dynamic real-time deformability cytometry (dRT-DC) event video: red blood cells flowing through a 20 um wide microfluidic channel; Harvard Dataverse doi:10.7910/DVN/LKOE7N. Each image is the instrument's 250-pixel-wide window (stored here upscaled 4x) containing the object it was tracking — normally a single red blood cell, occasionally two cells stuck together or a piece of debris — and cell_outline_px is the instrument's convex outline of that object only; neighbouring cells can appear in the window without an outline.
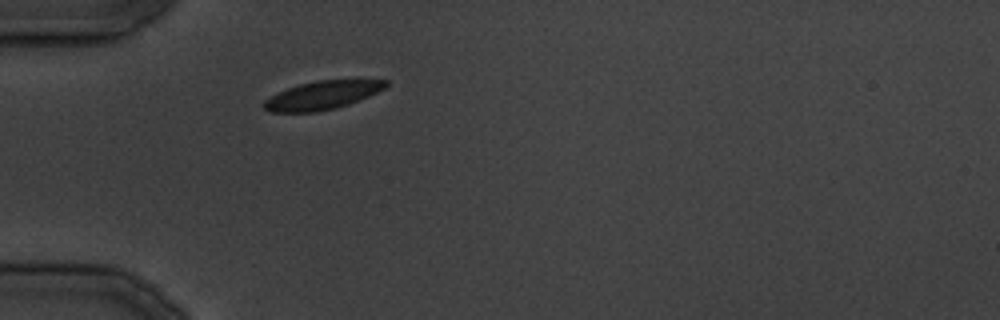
{"species": "common noctule bat (a hibernating species)", "species_latin": "Nyctalus noctula", "temperature_condition": "cold", "stored_images_in_passage": 25, "camera_frame_rate_fps": 3000, "um_per_image_px": 0.085, "animal": {"sex": "male", "body_mass_g": 19.5, "forearm_length_mm": 54.6}, "frame": {"image": 1, "passage_image": 1, "time_ms": 0.0, "image_size_px": [1000, 320], "cell_outline_px": [[388, 84], [384, 88], [368, 96], [348, 104], [336, 108], [316, 112], [272, 112], [264, 108], [264, 100], [288, 88], [300, 84], [316, 80], [388, 80]], "centroid_in_image_um": [27.39, 8.1], "position_along_channel_um": 57.6, "area_um2": 19.77}}
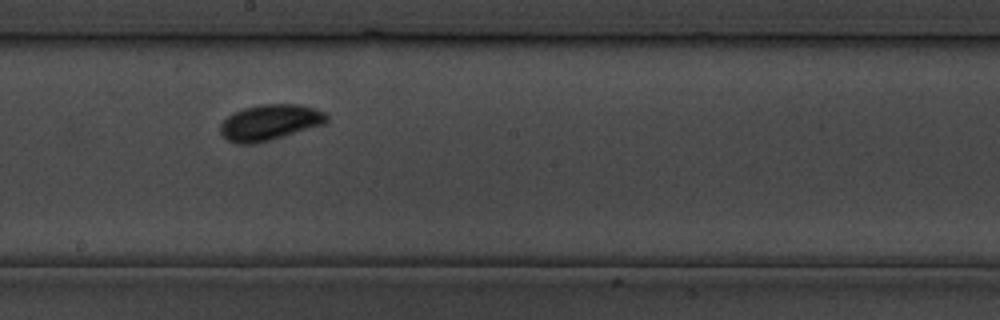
{"frame": {"image": 2, "passage_image": 10, "time_ms": 11.333, "image_size_px": [1000, 320], "cell_outline_px": [[328, 120], [324, 124], [272, 140], [256, 144], [236, 144], [228, 140], [220, 132], [220, 124], [232, 112], [244, 108], [260, 104], [300, 104], [316, 108], [324, 112], [328, 116]], "centroid_in_image_um": [22.94, 10.4], "position_along_channel_um": 225.3, "area_um2": 22.43}}
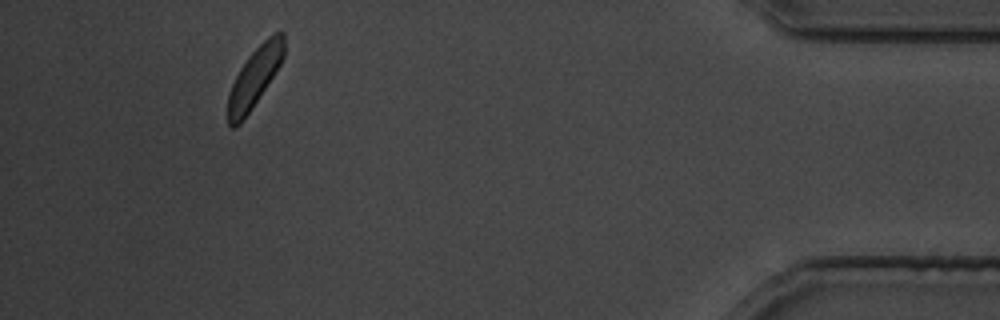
{"frame": {"image": 3, "passage_image": 23, "time_ms": 27.0, "image_size_px": [1000, 320], "cell_outline_px": [[284, 56], [280, 64], [252, 108], [240, 124], [236, 128], [232, 128], [228, 124], [228, 92], [240, 68], [248, 56], [268, 36], [276, 32], [284, 32]], "centroid_in_image_um": [21.62, 6.59], "position_along_channel_um": 413.6, "area_um2": 19.19}}